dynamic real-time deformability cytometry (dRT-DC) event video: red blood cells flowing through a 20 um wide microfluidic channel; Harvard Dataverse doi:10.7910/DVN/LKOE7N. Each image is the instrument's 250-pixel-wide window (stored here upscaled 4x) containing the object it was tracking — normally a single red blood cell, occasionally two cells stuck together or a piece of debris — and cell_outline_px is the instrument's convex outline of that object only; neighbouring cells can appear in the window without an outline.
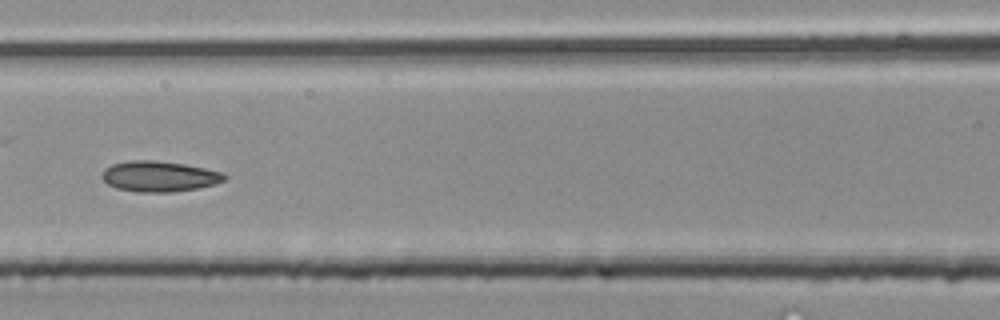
{"species": "common noctule bat (a hibernating species)", "species_latin": "Nyctalus noctula", "temperature_condition": "room temperature", "stored_images_in_passage": 41, "camera_frame_rate_fps": 3000, "um_per_image_px": 0.085, "animal": {"sex": "male", "body_mass_g": 20.4}, "frame": {"image": 1, "passage_image": 18, "time_ms": 5.667, "image_size_px": [1000, 320], "cell_outline_px": [[228, 176], [224, 180], [216, 184], [196, 188], [172, 192], [140, 192], [116, 188], [108, 184], [100, 176], [104, 168], [112, 164], [128, 160], [152, 160], [184, 164], [204, 168], [220, 172]], "centroid_in_image_um": [13.5, 14.99], "position_along_channel_um": 153.1, "area_um2": 21.79}}
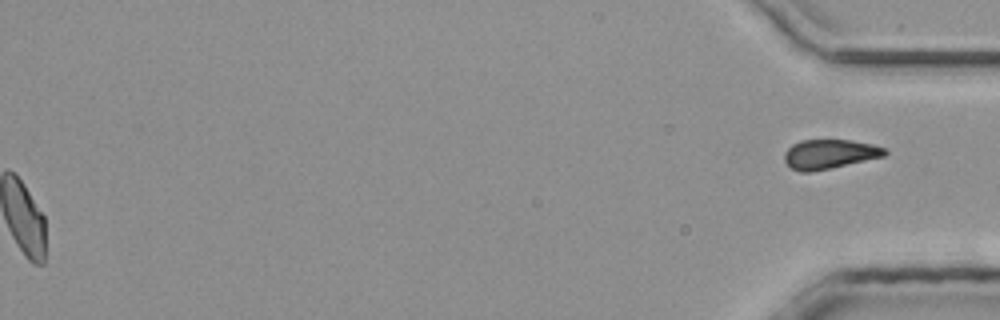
{"frame": {"image": 2, "passage_image": 41, "time_ms": 13.333, "image_size_px": [1000, 320], "cell_outline_px": [[888, 152], [884, 156], [812, 172], [800, 172], [792, 168], [784, 160], [784, 152], [792, 144], [800, 140], [852, 140], [872, 144], [884, 148]], "centroid_in_image_um": [70.48, 13.09], "position_along_channel_um": 364.7, "area_um2": 17.11}}